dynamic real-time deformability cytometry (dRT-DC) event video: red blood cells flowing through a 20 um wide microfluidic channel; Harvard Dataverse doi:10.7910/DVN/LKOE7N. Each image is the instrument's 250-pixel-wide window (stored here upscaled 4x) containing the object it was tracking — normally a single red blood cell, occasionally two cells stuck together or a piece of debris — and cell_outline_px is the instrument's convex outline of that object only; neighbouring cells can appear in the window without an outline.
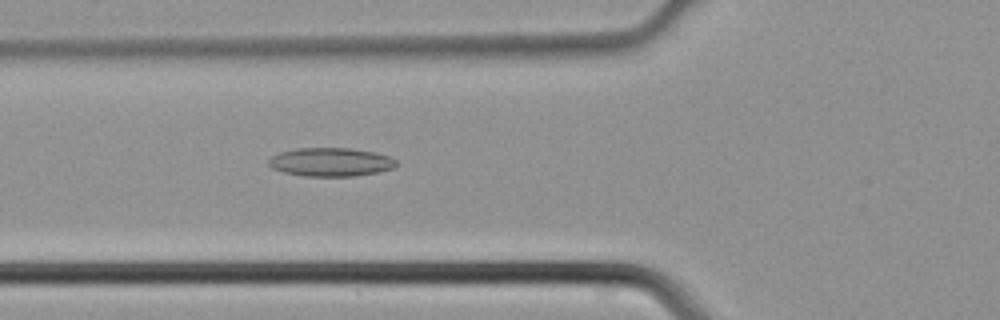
{"species": "common noctule bat (a hibernating species)", "species_latin": "Nyctalus noctula", "temperature_condition": "cold", "stored_images_in_passage": 45, "camera_frame_rate_fps": 3000, "um_per_image_px": 0.085, "animal": {"sex": "male", "body_mass_g": 21.5, "forearm_length_mm": 52.0}, "frame": {"image": 1, "passage_image": 17, "time_ms": 5.333, "image_size_px": [1000, 320], "cell_outline_px": [[400, 164], [392, 168], [376, 172], [352, 176], [304, 176], [284, 172], [272, 168], [268, 164], [268, 160], [272, 156], [280, 152], [296, 148], [348, 148], [376, 152], [392, 156]], "centroid_in_image_um": [28.13, 13.76], "position_along_channel_um": 97.7, "area_um2": 21.33}}
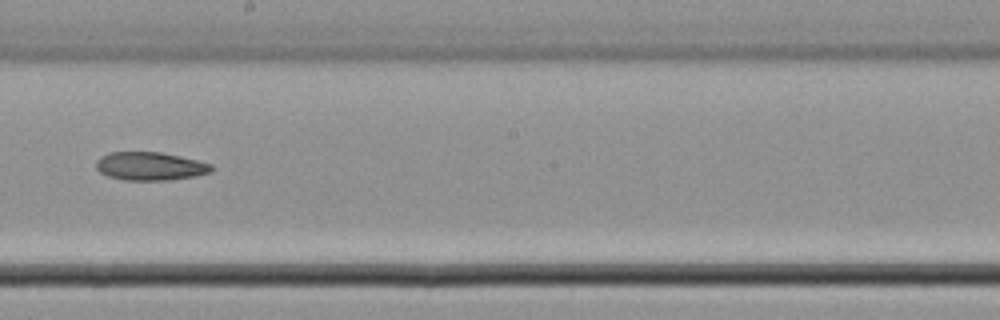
{"frame": {"image": 2, "passage_image": 26, "time_ms": 8.333, "image_size_px": [1000, 320], "cell_outline_px": [[212, 172], [196, 176], [168, 180], [124, 180], [108, 176], [100, 172], [96, 168], [96, 160], [100, 156], [108, 152], [160, 152], [180, 156], [212, 164]], "centroid_in_image_um": [12.74, 14.12], "position_along_channel_um": 235.5, "area_um2": 19.07}}
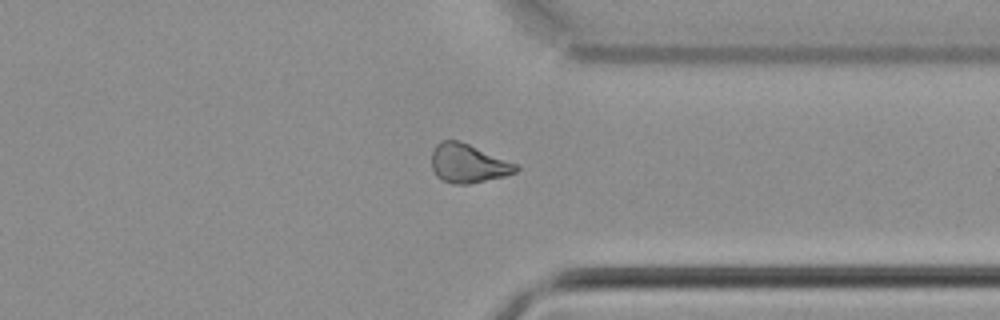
{"frame": {"image": 3, "passage_image": 35, "time_ms": 11.333, "image_size_px": [1000, 320], "cell_outline_px": [[520, 168], [516, 172], [504, 176], [468, 184], [456, 184], [440, 180], [436, 176], [432, 168], [432, 152], [436, 144], [440, 140], [456, 140], [468, 144], [516, 164]], "centroid_in_image_um": [39.75, 13.9], "position_along_channel_um": 371.7, "area_um2": 18.84}}